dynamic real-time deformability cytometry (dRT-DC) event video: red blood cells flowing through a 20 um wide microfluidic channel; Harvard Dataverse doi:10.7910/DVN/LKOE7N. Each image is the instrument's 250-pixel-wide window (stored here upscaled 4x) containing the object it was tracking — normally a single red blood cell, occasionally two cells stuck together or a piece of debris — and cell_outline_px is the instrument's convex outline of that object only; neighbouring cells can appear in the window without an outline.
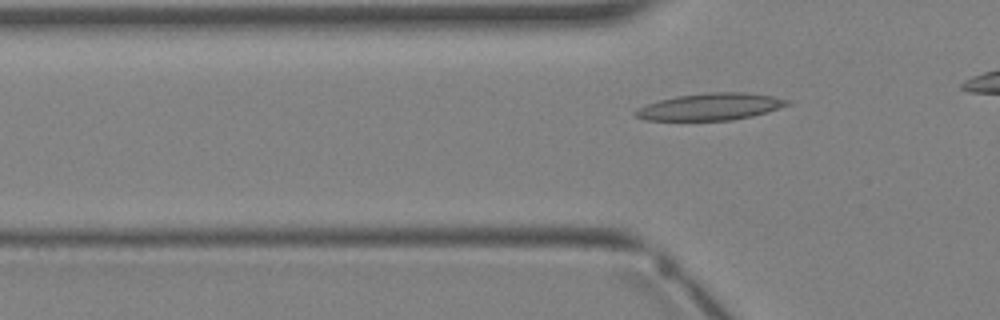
{"species": "Egyptian fruit bat (a non-hibernating species)", "species_latin": "Rousettus aegyptiacus", "temperature_condition": "warm", "stored_images_in_passage": 2, "camera_frame_rate_fps": 3000, "um_per_image_px": 0.085, "animal": {"sex": "female"}, "frame": {"image": 1, "passage_image": 2, "time_ms": 1.0, "image_size_px": [1000, 320], "cell_outline_px": [[792, 104], [780, 108], [752, 116], [732, 120], [644, 120], [636, 116], [632, 112], [636, 108], [660, 100], [676, 96], [708, 92], [744, 92], [772, 96], [792, 100]], "centroid_in_image_um": [60.41, 9.07], "position_along_channel_um": 65.4, "area_um2": 23.93}}